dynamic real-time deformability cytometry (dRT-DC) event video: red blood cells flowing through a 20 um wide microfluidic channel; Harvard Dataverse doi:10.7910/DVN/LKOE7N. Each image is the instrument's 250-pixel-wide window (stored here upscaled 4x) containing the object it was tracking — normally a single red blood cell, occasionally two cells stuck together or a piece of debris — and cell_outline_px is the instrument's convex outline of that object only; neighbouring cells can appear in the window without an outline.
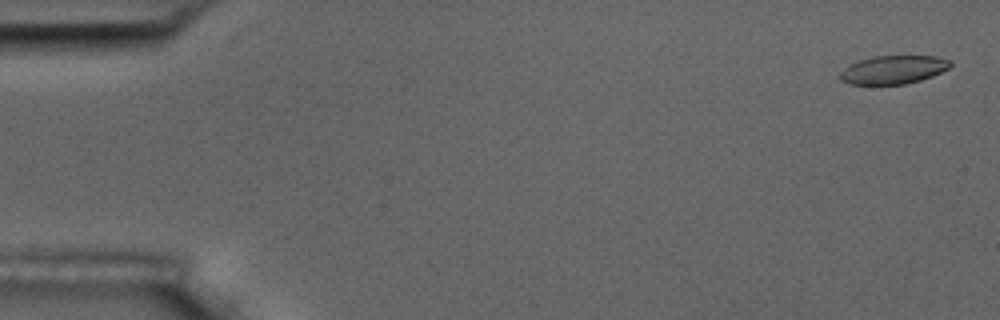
{"species": "common noctule bat (a hibernating species)", "species_latin": "Nyctalus noctula", "temperature_condition": "room temperature", "stored_images_in_passage": 3, "camera_frame_rate_fps": 3000, "um_per_image_px": 0.085, "animal": {"sex": "male", "body_mass_g": 17.5, "forearm_length_mm": 52.3}, "frame": {"image": 1, "passage_image": 1, "time_ms": 0.0, "image_size_px": [1000, 320], "cell_outline_px": [[952, 64], [948, 68], [932, 76], [920, 80], [904, 84], [852, 84], [840, 80], [840, 72], [844, 68], [860, 60], [872, 56], [936, 56], [952, 60]], "centroid_in_image_um": [75.95, 5.92], "position_along_channel_um": 9.0, "area_um2": 18.09}}